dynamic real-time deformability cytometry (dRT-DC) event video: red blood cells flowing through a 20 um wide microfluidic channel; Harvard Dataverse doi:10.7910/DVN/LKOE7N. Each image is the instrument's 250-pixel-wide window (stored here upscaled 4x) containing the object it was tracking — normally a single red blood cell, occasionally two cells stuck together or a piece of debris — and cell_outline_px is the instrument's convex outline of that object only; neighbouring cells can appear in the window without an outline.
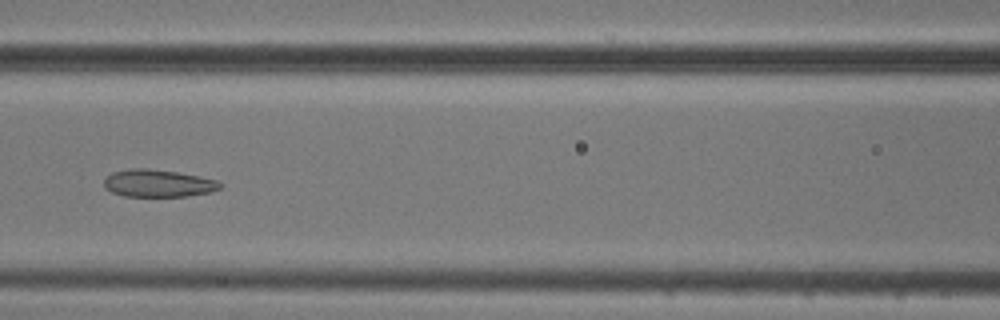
{"species": "common noctule bat (a hibernating species)", "species_latin": "Nyctalus noctula", "temperature_condition": "cold", "stored_images_in_passage": 7, "camera_frame_rate_fps": 3000, "um_per_image_px": 0.085, "animal": {"sex": "male", "body_mass_g": 20.5, "forearm_length_mm": 52.5}, "frame": {"image": 1, "passage_image": 7, "time_ms": 7.0, "image_size_px": [1000, 320], "cell_outline_px": [[224, 184], [220, 188], [212, 192], [184, 196], [124, 196], [112, 192], [104, 188], [104, 180], [112, 172], [128, 168], [148, 168], [176, 172], [200, 176], [216, 180]], "centroid_in_image_um": [13.44, 15.57], "position_along_channel_um": 153.2, "area_um2": 18.61}}